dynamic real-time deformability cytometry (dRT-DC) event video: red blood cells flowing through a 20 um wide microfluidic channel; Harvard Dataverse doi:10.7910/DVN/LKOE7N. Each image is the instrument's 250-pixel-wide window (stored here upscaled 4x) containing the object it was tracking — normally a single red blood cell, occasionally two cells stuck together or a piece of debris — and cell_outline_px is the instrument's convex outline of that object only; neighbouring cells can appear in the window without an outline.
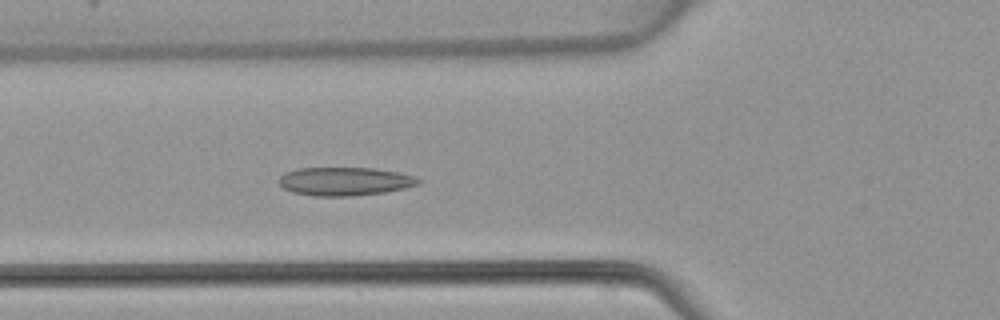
{"species": "common noctule bat (a hibernating species)", "species_latin": "Nyctalus noctula", "temperature_condition": "warm", "stored_images_in_passage": 42, "camera_frame_rate_fps": 3000, "um_per_image_px": 0.085, "animal": {"sex": "female", "body_mass_g": 22.7, "forearm_length_mm": 54.2}, "frame": {"image": 1, "passage_image": 11, "time_ms": 3.333, "image_size_px": [1000, 320], "cell_outline_px": [[424, 180], [420, 184], [404, 188], [384, 192], [352, 196], [316, 196], [292, 192], [284, 188], [276, 180], [284, 172], [296, 168], [372, 168], [400, 172], [416, 176]], "centroid_in_image_um": [29.32, 15.41], "position_along_channel_um": 96.5, "area_um2": 23.35}}
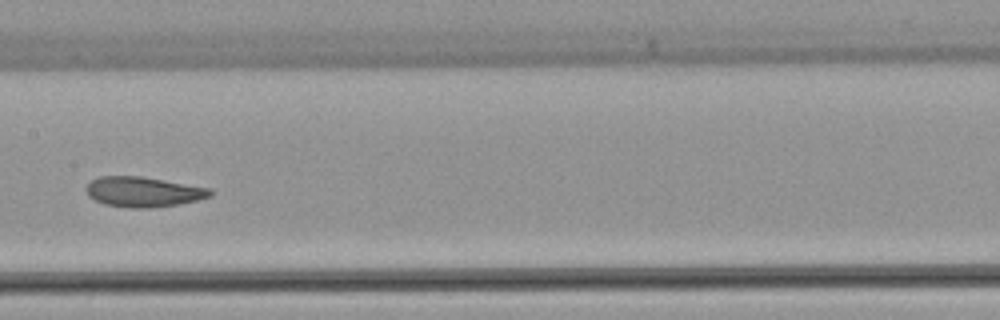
{"frame": {"image": 2, "passage_image": 18, "time_ms": 5.667, "image_size_px": [1000, 320], "cell_outline_px": [[212, 196], [196, 200], [176, 204], [148, 208], [132, 208], [104, 204], [88, 196], [84, 188], [92, 180], [100, 176], [140, 176], [212, 188]], "centroid_in_image_um": [12.17, 16.3], "position_along_channel_um": 195.2, "area_um2": 21.68}}
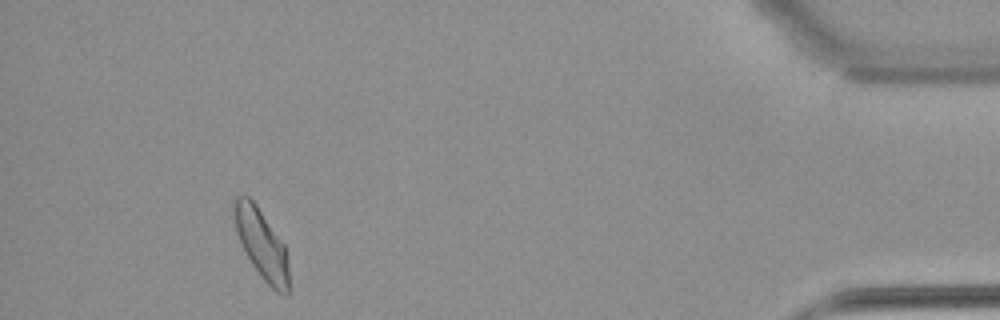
{"frame": {"image": 3, "passage_image": 38, "time_ms": 12.333, "image_size_px": [1000, 320], "cell_outline_px": [[288, 296], [284, 296], [276, 292], [264, 280], [252, 264], [236, 232], [232, 212], [232, 200], [236, 196], [248, 196], [256, 204], [284, 244], [288, 264]], "centroid_in_image_um": [22.21, 20.72], "position_along_channel_um": 413.0, "area_um2": 22.08}}